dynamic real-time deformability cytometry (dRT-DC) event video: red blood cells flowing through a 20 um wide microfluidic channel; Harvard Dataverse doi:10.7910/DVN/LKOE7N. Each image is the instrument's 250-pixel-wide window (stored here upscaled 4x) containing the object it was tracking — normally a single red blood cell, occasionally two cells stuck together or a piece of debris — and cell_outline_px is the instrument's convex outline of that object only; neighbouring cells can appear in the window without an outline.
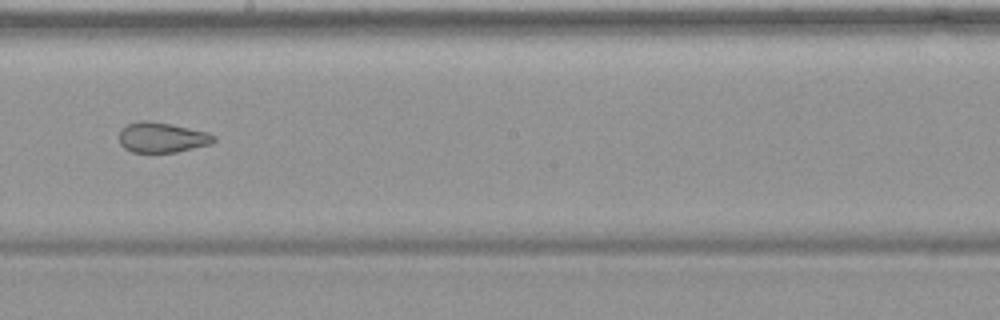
{"species": "common noctule bat (a hibernating species)", "species_latin": "Nyctalus noctula", "temperature_condition": "warm", "stored_images_in_passage": 54, "camera_frame_rate_fps": 3000, "um_per_image_px": 0.085, "animal": {"sex": "female", "body_mass_g": 19.9}, "frame": {"image": 1, "passage_image": 31, "time_ms": 10.0, "image_size_px": [1000, 320], "cell_outline_px": [[216, 140], [212, 144], [176, 152], [132, 152], [124, 148], [120, 144], [120, 128], [128, 124], [140, 120], [148, 120], [208, 132], [216, 136]], "centroid_in_image_um": [13.77, 11.69], "position_along_channel_um": 234.4, "area_um2": 16.65}, "authors_computed_cell_mechanics": {"area_um2": 22.9755, "velocity_mm_per_s": 3.7588, "shape_relaxation_time_tau1_ms": null, "shape_relaxation_time_tau2_ms": 1.737, "deformation_change_tau1": null, "deformation_change_tau2": 0.0807}}